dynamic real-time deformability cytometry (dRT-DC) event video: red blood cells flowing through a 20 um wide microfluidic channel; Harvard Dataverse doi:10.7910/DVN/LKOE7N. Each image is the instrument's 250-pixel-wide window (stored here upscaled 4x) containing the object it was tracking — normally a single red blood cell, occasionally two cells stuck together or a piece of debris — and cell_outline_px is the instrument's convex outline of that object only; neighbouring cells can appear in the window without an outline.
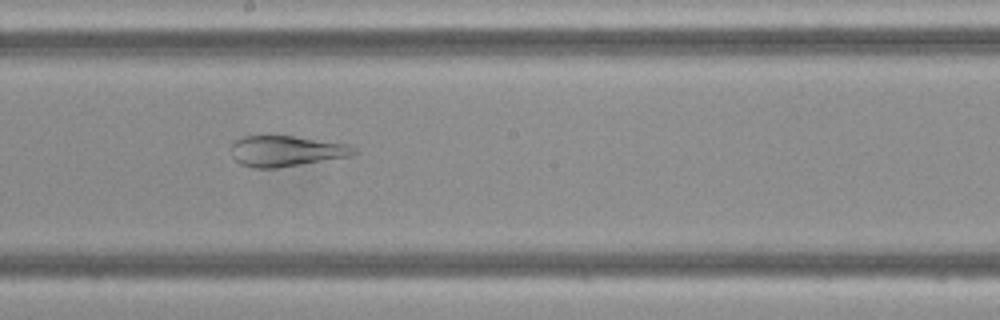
{"species": "Egyptian fruit bat (a non-hibernating species)", "species_latin": "Rousettus aegyptiacus", "temperature_condition": "cold", "stored_images_in_passage": 42, "camera_frame_rate_fps": 3000, "um_per_image_px": 0.085, "frame": {"image": 1, "passage_image": 19, "time_ms": 6.0, "image_size_px": [1000, 320], "cell_outline_px": [[360, 152], [352, 156], [276, 168], [252, 168], [240, 164], [232, 156], [232, 144], [240, 136], [292, 136], [352, 144]], "centroid_in_image_um": [24.38, 12.84], "position_along_channel_um": 223.8, "area_um2": 22.2}}
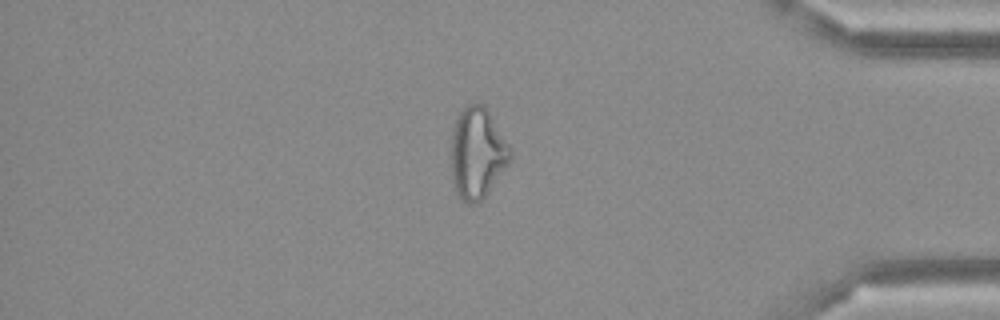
{"frame": {"image": 2, "passage_image": 34, "time_ms": 11.0, "image_size_px": [1000, 320], "cell_outline_px": [[512, 156], [508, 164], [488, 192], [476, 204], [468, 204], [456, 192], [452, 180], [452, 128], [456, 116], [472, 100], [484, 104], [508, 144], [512, 152]], "centroid_in_image_um": [40.56, 12.97], "position_along_channel_um": 394.6, "area_um2": 31.21}}
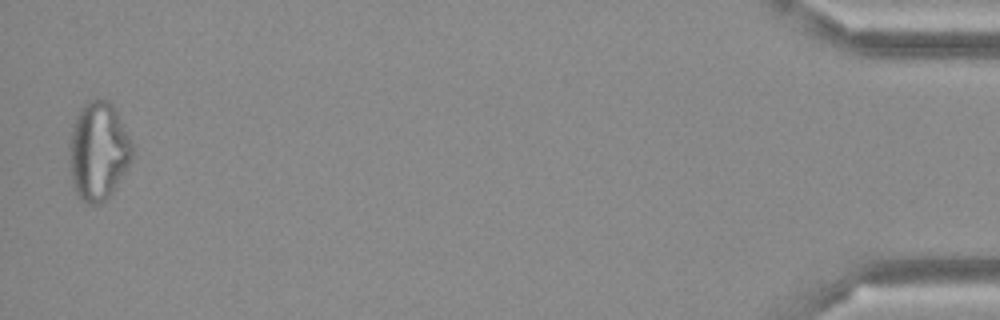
{"frame": {"image": 3, "passage_image": 41, "time_ms": 13.333, "image_size_px": [1000, 320], "cell_outline_px": [[132, 160], [124, 176], [108, 196], [100, 204], [88, 204], [80, 200], [76, 192], [72, 180], [68, 144], [72, 128], [76, 116], [80, 108], [84, 104], [92, 100], [108, 100], [112, 104], [132, 144]], "centroid_in_image_um": [8.35, 12.87], "position_along_channel_um": 426.9, "area_um2": 35.78}}